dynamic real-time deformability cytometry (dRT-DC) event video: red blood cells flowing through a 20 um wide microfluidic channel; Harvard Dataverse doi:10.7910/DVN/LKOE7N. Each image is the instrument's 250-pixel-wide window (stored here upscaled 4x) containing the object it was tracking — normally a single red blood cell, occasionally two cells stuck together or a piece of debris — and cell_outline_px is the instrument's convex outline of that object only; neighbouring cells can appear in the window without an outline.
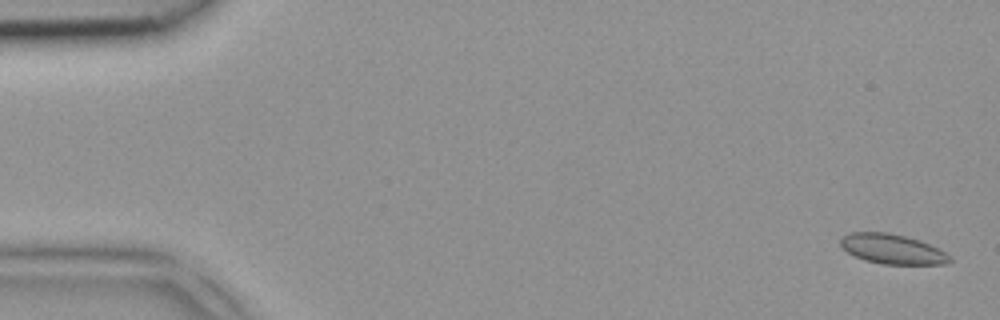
{"species": "common noctule bat (a hibernating species)", "species_latin": "Nyctalus noctula", "temperature_condition": "room temperature", "stored_images_in_passage": 5, "camera_frame_rate_fps": 3000, "um_per_image_px": 0.085, "animal": {"sex": "female", "body_mass_g": 18.4}, "frame": {"image": 1, "passage_image": 1, "time_ms": 0.0, "image_size_px": [1000, 320], "cell_outline_px": [[952, 260], [944, 264], [884, 264], [864, 260], [848, 252], [840, 244], [840, 240], [844, 236], [852, 232], [888, 232], [904, 236], [928, 244], [952, 256]], "centroid_in_image_um": [75.84, 21.17], "position_along_channel_um": 9.2, "area_um2": 18.61}}